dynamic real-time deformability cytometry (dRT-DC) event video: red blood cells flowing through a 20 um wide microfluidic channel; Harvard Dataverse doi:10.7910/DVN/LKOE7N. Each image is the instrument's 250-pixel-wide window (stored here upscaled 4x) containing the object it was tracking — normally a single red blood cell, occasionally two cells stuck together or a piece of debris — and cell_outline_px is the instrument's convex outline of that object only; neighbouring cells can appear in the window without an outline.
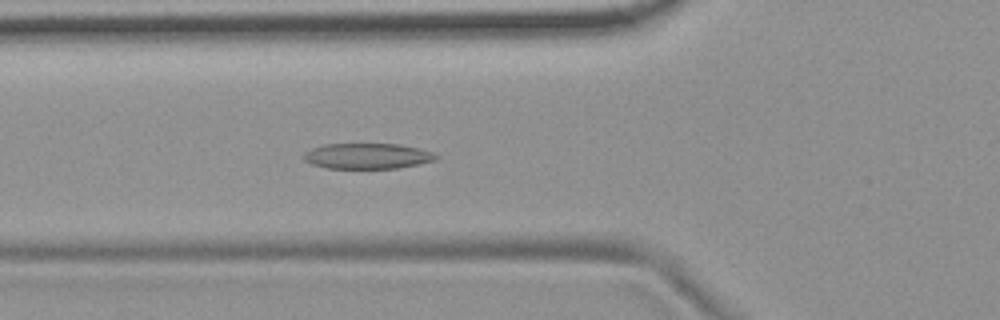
{"species": "common noctule bat (a hibernating species)", "species_latin": "Nyctalus noctula", "temperature_condition": "room temperature", "stored_images_in_passage": 55, "camera_frame_rate_fps": 3000, "um_per_image_px": 0.085, "animal": {"sex": "female", "body_mass_g": 19.9}, "frame": {"image": 1, "passage_image": 20, "time_ms": 6.333, "image_size_px": [1000, 320], "cell_outline_px": [[440, 156], [436, 160], [396, 168], [328, 168], [312, 164], [304, 160], [304, 152], [312, 148], [324, 144], [400, 144], [432, 152]], "centroid_in_image_um": [31.21, 13.26], "position_along_channel_um": 94.6, "area_um2": 19.54}}
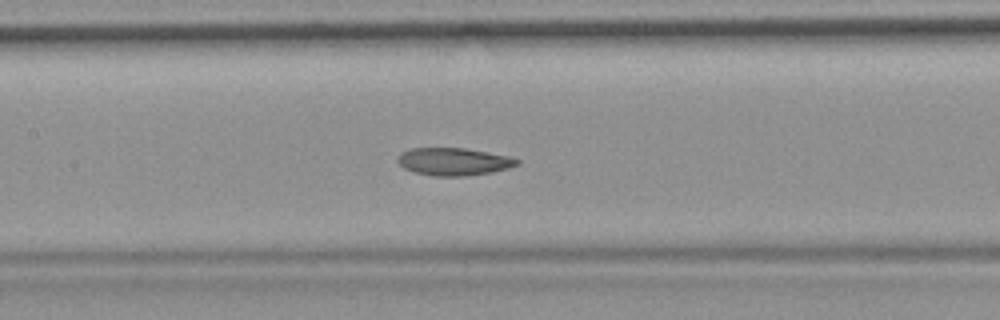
{"frame": {"image": 2, "passage_image": 26, "time_ms": 8.333, "image_size_px": [1000, 320], "cell_outline_px": [[520, 164], [508, 168], [492, 172], [464, 176], [432, 176], [416, 172], [404, 168], [396, 160], [396, 156], [400, 152], [408, 148], [464, 148], [508, 156], [520, 160]], "centroid_in_image_um": [38.53, 13.73], "position_along_channel_um": 168.9, "area_um2": 19.25}}
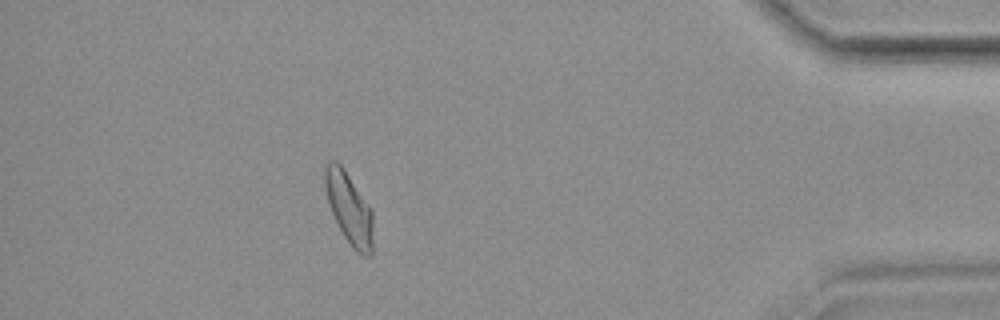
{"frame": {"image": 3, "passage_image": 49, "time_ms": 16.0, "image_size_px": [1000, 320], "cell_outline_px": [[372, 256], [364, 256], [356, 252], [352, 248], [336, 224], [328, 204], [324, 184], [324, 168], [328, 160], [336, 160], [344, 168], [372, 208]], "centroid_in_image_um": [29.66, 17.69], "position_along_channel_um": 405.5, "area_um2": 20.46}, "authors_computed_cell_mechanics": {"area_um2": 20.4612, "velocity_mm_per_s": 3.694, "shape_relaxation_time_tau1_ms": null, "shape_relaxation_time_tau2_ms": 2.823, "deformation_change_tau1": null, "deformation_change_tau2": 0.0905}}